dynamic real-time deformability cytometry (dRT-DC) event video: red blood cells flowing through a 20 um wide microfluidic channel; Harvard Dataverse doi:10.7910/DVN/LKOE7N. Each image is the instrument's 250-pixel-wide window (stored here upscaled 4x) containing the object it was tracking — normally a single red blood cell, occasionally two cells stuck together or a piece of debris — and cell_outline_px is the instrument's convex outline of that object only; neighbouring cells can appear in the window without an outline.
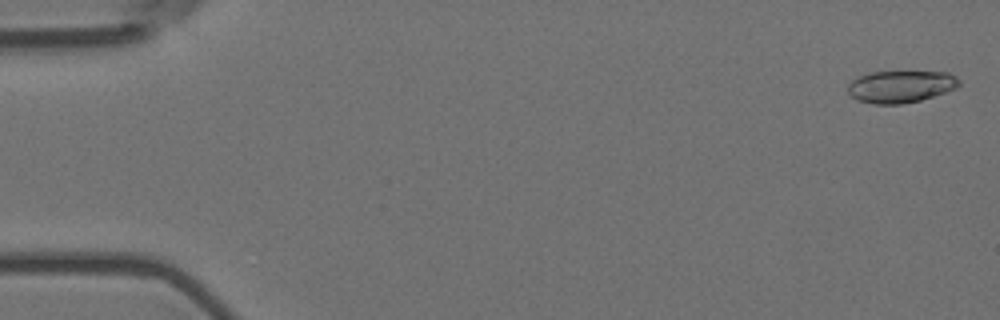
{"species": "Egyptian fruit bat (a non-hibernating species)", "species_latin": "Rousettus aegyptiacus", "temperature_condition": "room temperature", "stored_images_in_passage": 9, "camera_frame_rate_fps": 3000, "um_per_image_px": 0.085, "animal": {"sex": "female"}, "frame": {"image": 1, "passage_image": 2, "time_ms": 0.333, "image_size_px": [1000, 320], "cell_outline_px": [[960, 84], [956, 88], [920, 100], [900, 104], [872, 104], [856, 100], [848, 92], [848, 84], [852, 80], [860, 76], [872, 72], [948, 72], [956, 76], [960, 80]], "centroid_in_image_um": [76.55, 7.36], "position_along_channel_um": 8.4, "area_um2": 20.69}}